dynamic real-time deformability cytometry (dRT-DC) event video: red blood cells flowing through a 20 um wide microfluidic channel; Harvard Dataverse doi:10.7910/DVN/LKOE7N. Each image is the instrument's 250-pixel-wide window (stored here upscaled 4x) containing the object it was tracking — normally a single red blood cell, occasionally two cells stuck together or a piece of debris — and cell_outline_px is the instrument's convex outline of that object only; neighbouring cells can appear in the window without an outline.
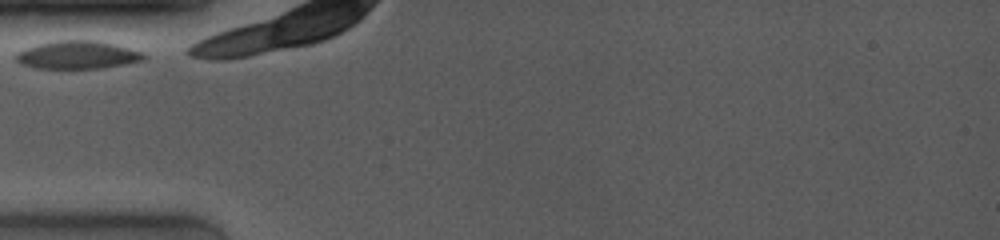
{"species": "common noctule bat (a hibernating species)", "species_latin": "Nyctalus noctula", "temperature_condition": "room temperature", "stored_images_in_passage": 24, "camera_frame_rate_fps": 4000, "um_per_image_px": 0.085, "animal": {"sex": "female", "body_mass_g": 19.0, "forearm_length_mm": 53.3}, "frame": {"image": 1, "passage_image": 1, "time_ms": 0.0, "image_size_px": [1000, 240], "cell_outline_px": [[148, 56], [144, 60], [124, 64], [100, 68], [36, 68], [20, 64], [16, 60], [16, 52], [24, 48], [36, 44], [56, 40], [96, 40], [144, 52]], "centroid_in_image_um": [6.57, 4.66], "position_along_channel_um": 78.4, "area_um2": 20.92}}